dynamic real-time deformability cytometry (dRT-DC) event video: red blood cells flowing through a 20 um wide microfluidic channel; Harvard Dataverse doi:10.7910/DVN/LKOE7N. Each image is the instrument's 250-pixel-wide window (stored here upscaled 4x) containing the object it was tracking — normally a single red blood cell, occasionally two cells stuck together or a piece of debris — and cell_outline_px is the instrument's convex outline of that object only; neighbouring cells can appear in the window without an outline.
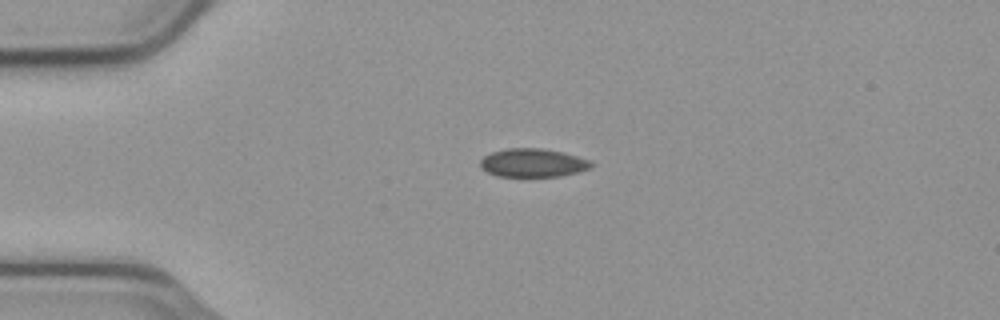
{"species": "common noctule bat (a hibernating species)", "species_latin": "Nyctalus noctula", "temperature_condition": "cold", "stored_images_in_passage": 43, "camera_frame_rate_fps": 3000, "um_per_image_px": 0.085, "animal": {"sex": "male", "body_mass_g": 23.1, "forearm_length_mm": 52.7}, "frame": {"image": 1, "passage_image": 1, "time_ms": 0.0, "image_size_px": [1000, 320], "cell_outline_px": [[592, 168], [560, 176], [496, 176], [480, 168], [480, 160], [484, 156], [492, 152], [504, 148], [540, 148], [564, 152], [588, 160], [592, 164]], "centroid_in_image_um": [45.25, 13.83], "position_along_channel_um": 39.7, "area_um2": 18.32}}
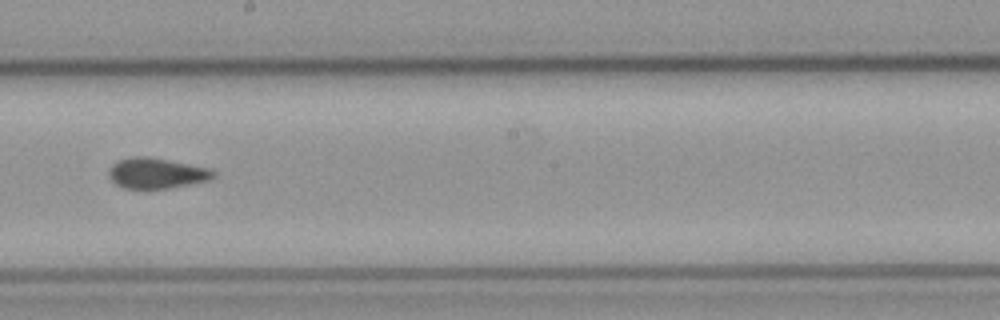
{"frame": {"image": 2, "passage_image": 19, "time_ms": 6.0, "image_size_px": [1000, 320], "cell_outline_px": [[216, 176], [208, 180], [168, 188], [124, 188], [116, 184], [108, 176], [108, 172], [112, 164], [120, 160], [136, 156], [144, 156], [208, 168], [216, 172]], "centroid_in_image_um": [13.28, 14.73], "position_along_channel_um": 234.9, "area_um2": 18.15}}
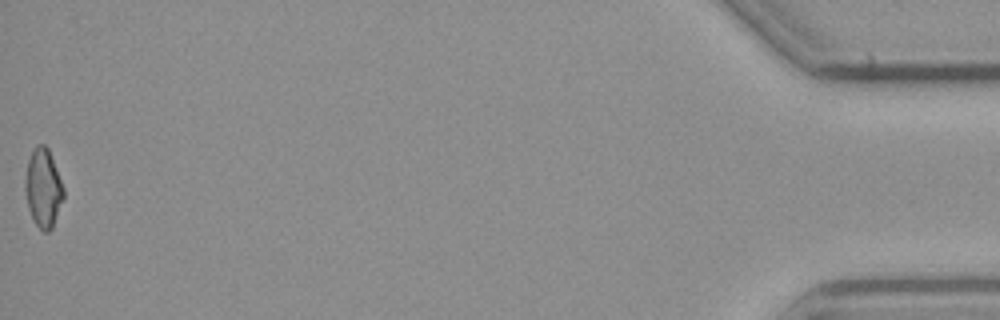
{"frame": {"image": 3, "passage_image": 43, "time_ms": 14.0, "image_size_px": [1000, 320], "cell_outline_px": [[64, 200], [52, 228], [48, 232], [44, 232], [32, 220], [28, 208], [24, 192], [24, 180], [28, 160], [36, 144], [44, 144], [48, 148], [64, 188]], "centroid_in_image_um": [3.66, 16.01], "position_along_channel_um": 431.5, "area_um2": 17.8}, "authors_computed_cell_mechanics": {"area_um2": 18.3226, "velocity_mm_per_s": 3.7371, "shape_relaxation_time_tau1_ms": null, "shape_relaxation_time_tau2_ms": 5.3137, "deformation_change_tau1": null, "deformation_change_tau2": 0.0938}}